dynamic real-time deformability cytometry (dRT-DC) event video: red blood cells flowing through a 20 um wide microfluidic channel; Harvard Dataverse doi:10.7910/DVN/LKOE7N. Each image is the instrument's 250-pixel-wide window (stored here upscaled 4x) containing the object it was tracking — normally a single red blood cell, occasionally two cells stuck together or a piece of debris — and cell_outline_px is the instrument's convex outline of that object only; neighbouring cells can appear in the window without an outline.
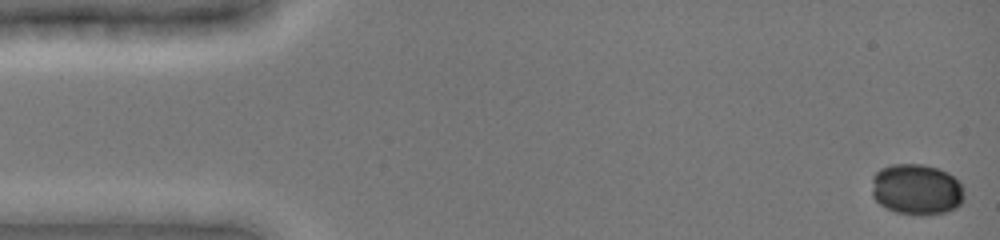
{"species": "common noctule bat (a hibernating species)", "species_latin": "Nyctalus noctula", "temperature_condition": "cold", "stored_images_in_passage": 11, "camera_frame_rate_fps": 3000, "um_per_image_px": 0.085, "animal": {"sex": "female", "body_mass_g": 19.0, "forearm_length_mm": 51.5}, "frame": {"image": 1, "passage_image": 1, "time_ms": 0.0, "image_size_px": [1000, 240], "cell_outline_px": [[964, 200], [956, 208], [948, 212], [924, 216], [920, 216], [896, 212], [880, 204], [872, 196], [872, 176], [880, 168], [892, 164], [920, 164], [936, 168], [948, 172], [964, 188]], "centroid_in_image_um": [77.91, 16.12], "position_along_channel_um": 7.1, "area_um2": 27.74}}
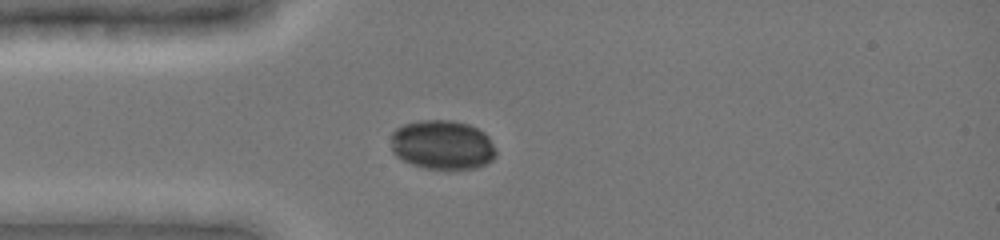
{"frame": {"image": 2, "passage_image": 5, "time_ms": 4.0, "image_size_px": [1000, 240], "cell_outline_px": [[496, 156], [492, 160], [476, 168], [456, 172], [424, 168], [412, 164], [396, 156], [392, 152], [392, 132], [396, 128], [404, 124], [420, 120], [452, 120], [468, 124], [484, 132], [488, 136], [496, 152]], "centroid_in_image_um": [37.61, 12.35], "position_along_channel_um": 47.4, "area_um2": 30.75}}
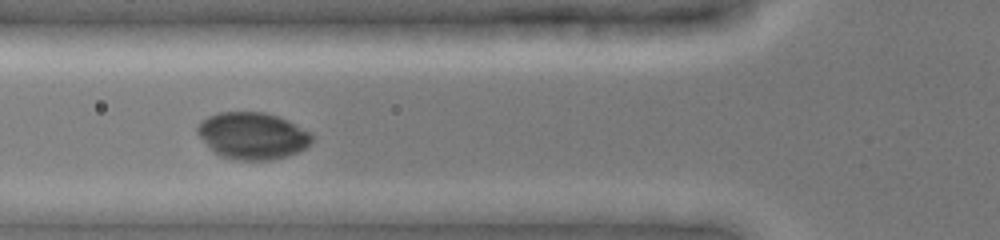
{"frame": {"image": 3, "passage_image": 7, "time_ms": 5.667, "image_size_px": [1000, 240], "cell_outline_px": [[312, 140], [304, 148], [288, 156], [272, 160], [232, 160], [220, 156], [212, 152], [208, 148], [196, 132], [196, 128], [200, 120], [208, 116], [220, 112], [264, 112], [288, 120], [312, 132]], "centroid_in_image_um": [21.42, 11.54], "position_along_channel_um": 104.4, "area_um2": 31.62}}